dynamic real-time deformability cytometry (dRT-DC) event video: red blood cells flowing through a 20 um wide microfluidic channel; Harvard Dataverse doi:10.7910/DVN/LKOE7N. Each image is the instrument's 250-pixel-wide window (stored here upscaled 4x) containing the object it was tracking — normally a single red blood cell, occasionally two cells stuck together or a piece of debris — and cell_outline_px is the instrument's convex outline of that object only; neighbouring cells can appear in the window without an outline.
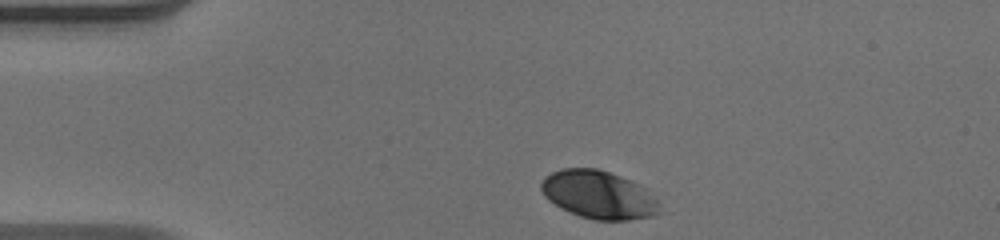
{"species": "human", "species_latin": "Homo sapiens", "temperature_condition": "warm", "stored_images_in_passage": 35, "camera_frame_rate_fps": 3000, "um_per_image_px": 0.085, "donor": {"sex": "male"}, "frame": {"image": 1, "passage_image": 1, "time_ms": 0.0, "image_size_px": [1000, 240], "cell_outline_px": [[660, 212], [652, 216], [628, 220], [596, 220], [580, 216], [548, 200], [544, 196], [540, 188], [540, 184], [544, 176], [560, 168], [596, 168], [632, 180], [640, 184], [656, 200]], "centroid_in_image_um": [50.85, 16.54], "position_along_channel_um": 34.1, "area_um2": 32.89}}
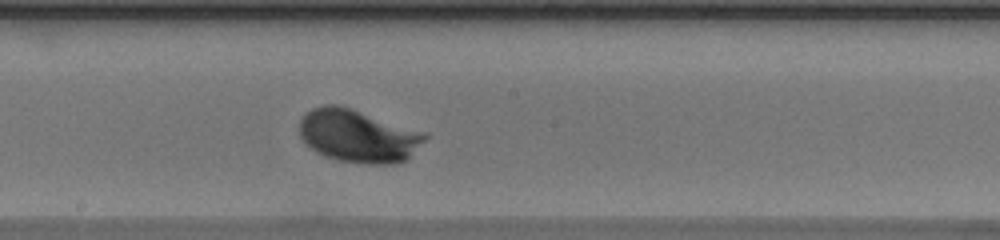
{"frame": {"image": 2, "passage_image": 19, "time_ms": 6.0, "image_size_px": [1000, 240], "cell_outline_px": [[428, 136], [408, 160], [396, 164], [368, 164], [336, 160], [324, 156], [316, 152], [300, 136], [300, 120], [304, 112], [312, 108], [324, 104], [340, 104], [428, 132]], "centroid_in_image_um": [30.48, 11.54], "position_along_channel_um": 217.7, "area_um2": 39.36}}
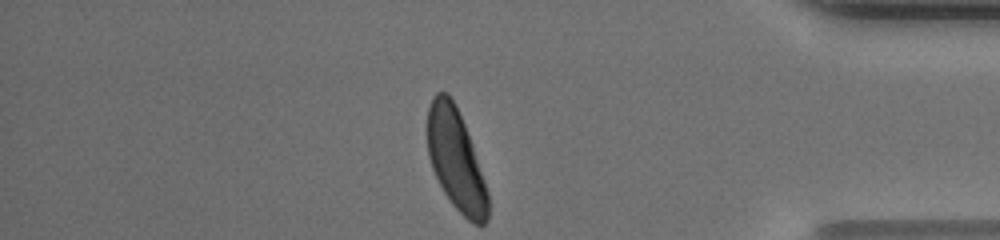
{"frame": {"image": 3, "passage_image": 35, "time_ms": 11.333, "image_size_px": [1000, 240], "cell_outline_px": [[488, 220], [484, 224], [472, 224], [452, 204], [444, 192], [432, 168], [428, 156], [428, 108], [432, 96], [436, 92], [448, 92], [464, 124], [472, 144], [488, 192]], "centroid_in_image_um": [38.75, 13.6], "position_along_channel_um": 396.5, "area_um2": 35.2}, "authors_computed_cell_mechanics": {"area_um2": 35.258, "velocity_mm_per_s": 3.8987, "shape_relaxation_time_tau1_ms": 2.1341, "shape_relaxation_time_tau2_ms": null, "deformation_change_tau1": 0.1433, "deformation_change_tau2": null}}